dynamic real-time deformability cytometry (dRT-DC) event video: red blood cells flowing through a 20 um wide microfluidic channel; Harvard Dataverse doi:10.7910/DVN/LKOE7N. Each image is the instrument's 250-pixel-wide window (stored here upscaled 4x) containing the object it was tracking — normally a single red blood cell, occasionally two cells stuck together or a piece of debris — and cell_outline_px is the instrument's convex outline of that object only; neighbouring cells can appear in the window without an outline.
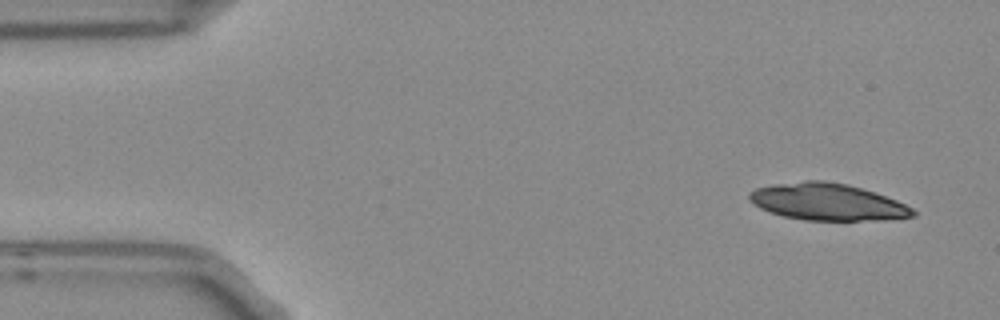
{"species": "Egyptian fruit bat (a non-hibernating species)", "species_latin": "Rousettus aegyptiacus", "temperature_condition": "room temperature", "stored_images_in_passage": 3, "camera_frame_rate_fps": 3000, "um_per_image_px": 0.085, "frame": {"image": 1, "passage_image": 1, "time_ms": 0.0, "image_size_px": [1000, 320], "cell_outline_px": [[916, 216], [884, 220], [804, 220], [784, 216], [768, 212], [760, 208], [748, 200], [748, 192], [756, 188], [776, 184], [804, 180], [824, 180], [848, 184], [896, 200], [912, 208], [916, 212]], "centroid_in_image_um": [70.3, 17.16], "position_along_channel_um": 14.7, "area_um2": 35.14}}